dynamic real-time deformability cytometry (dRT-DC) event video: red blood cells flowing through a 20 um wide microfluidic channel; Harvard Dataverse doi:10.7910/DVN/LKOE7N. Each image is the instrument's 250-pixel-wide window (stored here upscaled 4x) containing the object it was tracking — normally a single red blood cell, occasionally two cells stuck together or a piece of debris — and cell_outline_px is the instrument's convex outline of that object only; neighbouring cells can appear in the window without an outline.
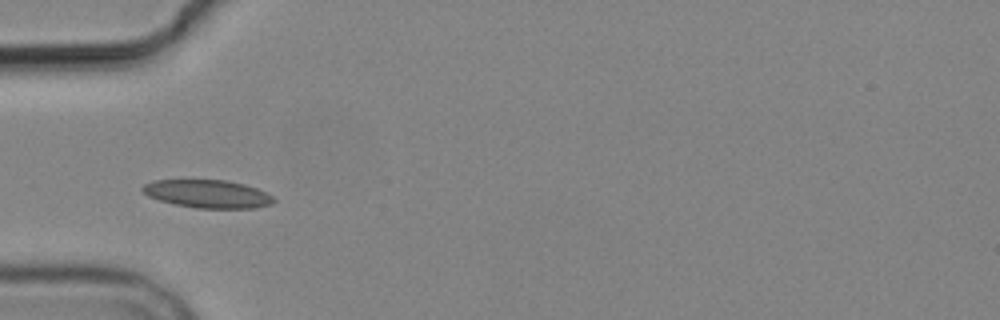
{"species": "common noctule bat (a hibernating species)", "species_latin": "Nyctalus noctula", "temperature_condition": "cold", "stored_images_in_passage": 5, "camera_frame_rate_fps": 3000, "um_per_image_px": 0.085, "animal": {"sex": "male", "body_mass_g": 19.2, "forearm_length_mm": 51.8}, "frame": {"image": 1, "passage_image": 5, "time_ms": 4.667, "image_size_px": [1000, 320], "cell_outline_px": [[276, 200], [272, 204], [256, 208], [196, 208], [176, 204], [160, 200], [148, 196], [140, 188], [144, 184], [152, 180], [224, 180], [244, 184], [256, 188], [272, 196]], "centroid_in_image_um": [17.65, 16.48], "position_along_channel_um": 67.4, "area_um2": 21.33}}